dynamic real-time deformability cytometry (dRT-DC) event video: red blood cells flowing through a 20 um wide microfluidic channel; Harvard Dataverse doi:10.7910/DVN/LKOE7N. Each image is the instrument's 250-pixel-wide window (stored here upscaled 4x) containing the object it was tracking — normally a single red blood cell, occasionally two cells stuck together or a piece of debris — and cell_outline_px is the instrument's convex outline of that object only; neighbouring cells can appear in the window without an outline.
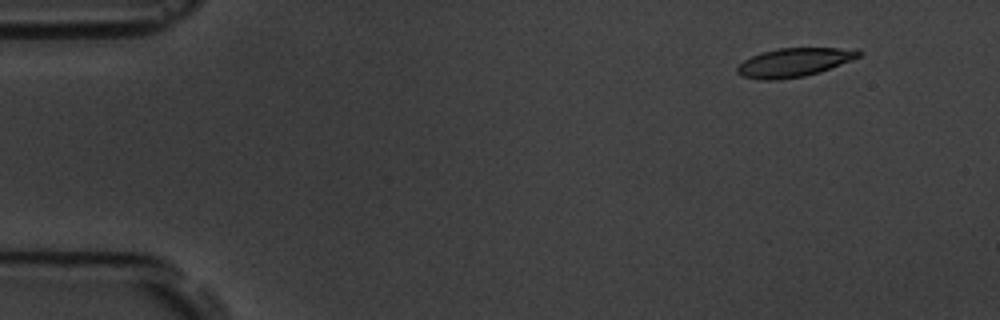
{"species": "common noctule bat (a hibernating species)", "species_latin": "Nyctalus noctula", "temperature_condition": "room temperature", "stored_images_in_passage": 4, "camera_frame_rate_fps": 3000, "um_per_image_px": 0.085, "animal": {"sex": "male", "body_mass_g": 19.5, "forearm_length_mm": 54.6}, "frame": {"image": 1, "passage_image": 1, "time_ms": 0.0, "image_size_px": [1000, 320], "cell_outline_px": [[864, 52], [860, 56], [852, 60], [820, 72], [804, 76], [776, 80], [760, 80], [740, 76], [736, 72], [736, 68], [744, 60], [752, 56], [776, 48], [856, 48]], "centroid_in_image_um": [67.52, 5.3], "position_along_channel_um": 17.5, "area_um2": 20.46}}
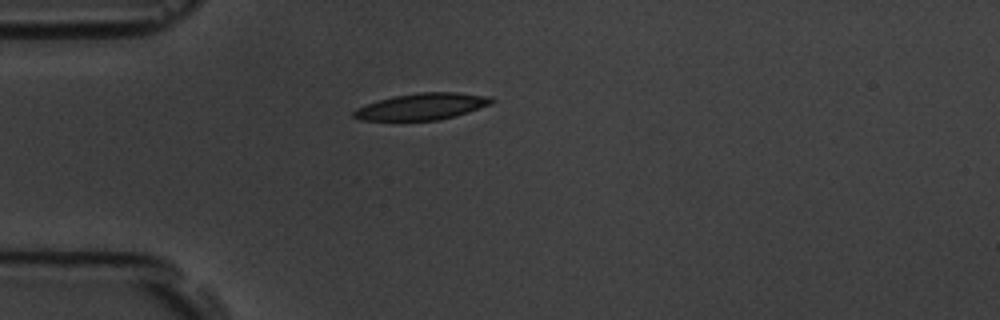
{"frame": {"image": 2, "passage_image": 4, "time_ms": 3.333, "image_size_px": [1000, 320], "cell_outline_px": [[496, 100], [492, 104], [456, 116], [440, 120], [360, 120], [352, 116], [352, 112], [356, 108], [392, 96], [420, 92], [456, 92], [492, 96]], "centroid_in_image_um": [35.92, 9.05], "position_along_channel_um": 49.1, "area_um2": 21.44}}